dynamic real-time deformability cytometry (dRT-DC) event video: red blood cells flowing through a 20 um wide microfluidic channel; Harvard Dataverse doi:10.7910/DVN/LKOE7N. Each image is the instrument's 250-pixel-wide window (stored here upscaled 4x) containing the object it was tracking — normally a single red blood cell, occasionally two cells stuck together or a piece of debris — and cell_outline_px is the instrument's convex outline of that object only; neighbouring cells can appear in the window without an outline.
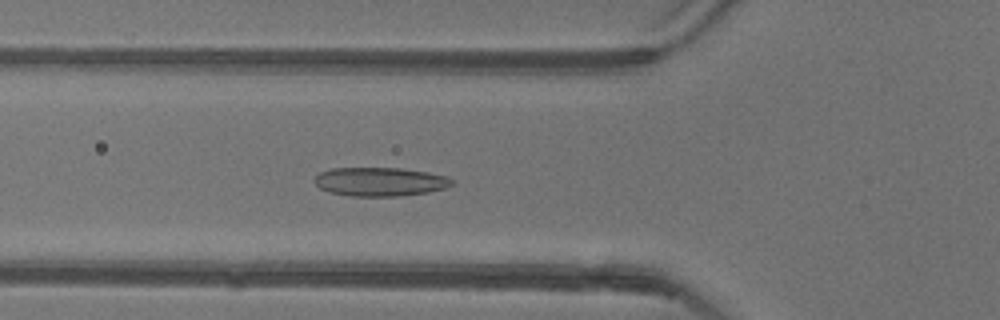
{"species": "common noctule bat (a hibernating species)", "species_latin": "Nyctalus noctula", "temperature_condition": "warm", "stored_images_in_passage": 42, "camera_frame_rate_fps": 3000, "um_per_image_px": 0.085, "animal": {"sex": "female"}, "frame": {"image": 1, "passage_image": 8, "time_ms": 2.333, "image_size_px": [1000, 320], "cell_outline_px": [[456, 180], [452, 184], [444, 188], [428, 192], [400, 196], [348, 196], [328, 192], [320, 188], [312, 180], [320, 172], [332, 168], [400, 168], [428, 172], [448, 176]], "centroid_in_image_um": [32.3, 15.44], "position_along_channel_um": 93.5, "area_um2": 23.24}}
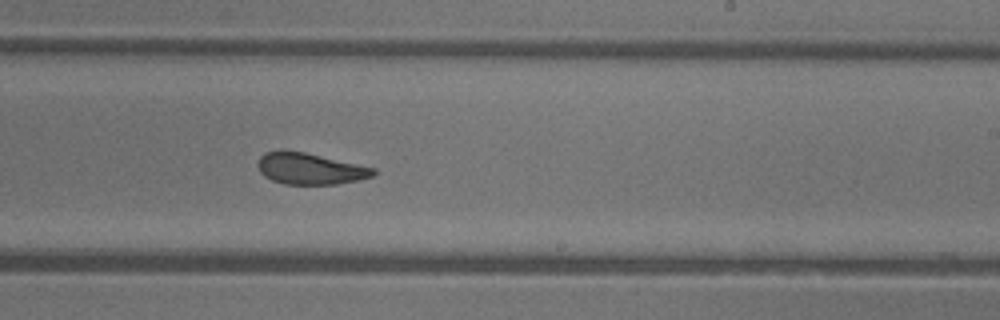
{"frame": {"image": 2, "passage_image": 21, "time_ms": 6.667, "image_size_px": [1000, 320], "cell_outline_px": [[376, 172], [372, 176], [360, 180], [336, 184], [284, 184], [272, 180], [264, 176], [260, 172], [256, 164], [260, 156], [264, 152], [284, 148], [304, 152], [376, 168]], "centroid_in_image_um": [26.3, 14.32], "position_along_channel_um": 262.7, "area_um2": 21.44}}
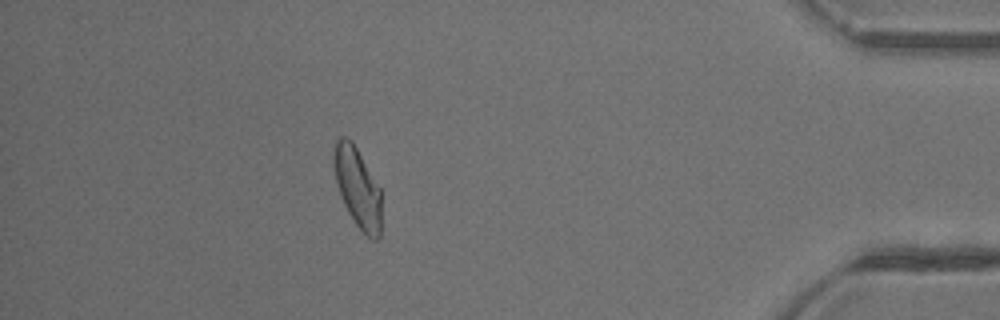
{"frame": {"image": 3, "passage_image": 36, "time_ms": 11.667, "image_size_px": [1000, 320], "cell_outline_px": [[380, 236], [376, 240], [372, 240], [356, 224], [348, 212], [344, 204], [336, 184], [332, 164], [332, 148], [336, 140], [340, 136], [344, 136], [352, 140], [380, 188]], "centroid_in_image_um": [30.34, 15.88], "position_along_channel_um": 404.9, "area_um2": 22.25}, "authors_computed_cell_mechanics": {"area_um2": 22.1952, "velocity_mm_per_s": 3.8918, "shape_relaxation_time_tau1_ms": null, "shape_relaxation_time_tau2_ms": 4.3314, "deformation_change_tau1": null, "deformation_change_tau2": 0.0999}}